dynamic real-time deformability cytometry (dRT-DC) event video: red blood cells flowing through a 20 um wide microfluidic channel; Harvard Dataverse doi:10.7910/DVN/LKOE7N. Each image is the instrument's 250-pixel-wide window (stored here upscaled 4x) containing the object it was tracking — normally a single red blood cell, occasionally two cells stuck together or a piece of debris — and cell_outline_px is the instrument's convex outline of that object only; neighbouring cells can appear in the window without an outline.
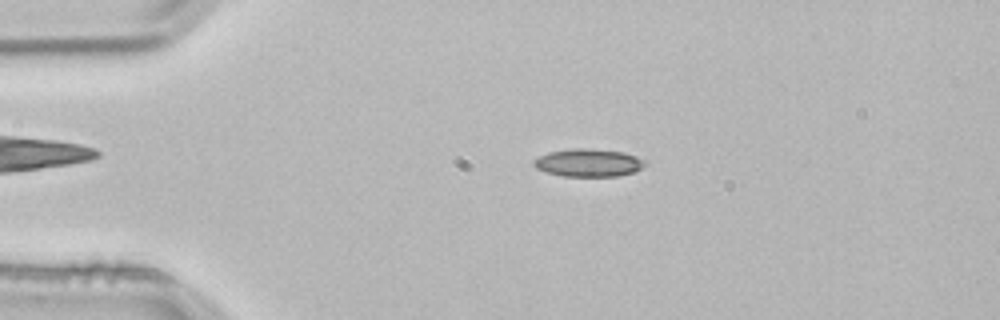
{"species": "common noctule bat (a hibernating species)", "species_latin": "Nyctalus noctula", "temperature_condition": "room temperature", "stored_images_in_passage": 3, "camera_frame_rate_fps": 3000, "um_per_image_px": 0.085, "animal": {"sex": "male", "body_mass_g": 21.5, "forearm_length_mm": 52.0}, "frame": {"image": 1, "passage_image": 2, "time_ms": 0.333, "image_size_px": [1000, 320], "cell_outline_px": [[648, 164], [636, 172], [620, 176], [564, 176], [548, 172], [536, 168], [532, 164], [532, 160], [548, 152], [572, 148], [592, 148], [624, 152], [636, 156], [644, 160]], "centroid_in_image_um": [50.05, 13.83], "position_along_channel_um": 34.9, "area_um2": 18.26}}